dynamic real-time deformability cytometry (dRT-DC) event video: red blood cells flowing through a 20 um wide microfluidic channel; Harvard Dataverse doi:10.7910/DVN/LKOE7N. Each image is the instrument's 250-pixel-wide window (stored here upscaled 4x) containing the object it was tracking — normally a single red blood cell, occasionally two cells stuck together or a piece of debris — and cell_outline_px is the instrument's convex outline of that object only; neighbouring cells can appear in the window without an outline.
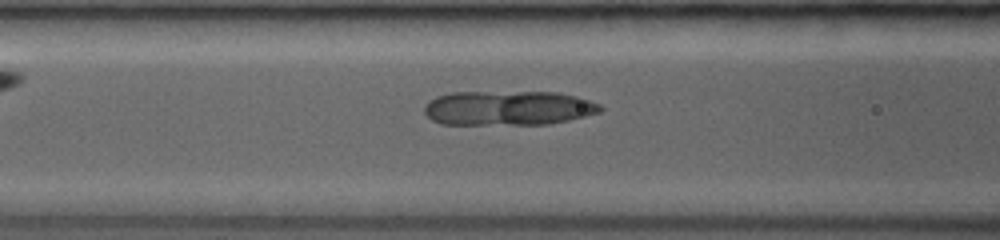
{"species": "common noctule bat (a hibernating species)", "species_latin": "Nyctalus noctula", "temperature_condition": "room temperature", "stored_images_in_passage": 22, "camera_frame_rate_fps": 3500, "um_per_image_px": 0.085, "animal": {"sex": "female", "body_mass_g": 19.0, "forearm_length_mm": 53.3}, "frame": {"image": 1, "passage_image": 16, "time_ms": 4.286, "image_size_px": [1000, 240], "cell_outline_px": [[604, 108], [600, 112], [568, 120], [548, 124], [440, 124], [432, 120], [424, 112], [424, 108], [436, 96], [452, 92], [556, 92], [576, 96], [600, 104]], "centroid_in_image_um": [43.21, 9.18], "position_along_channel_um": 123.4, "area_um2": 35.32}}
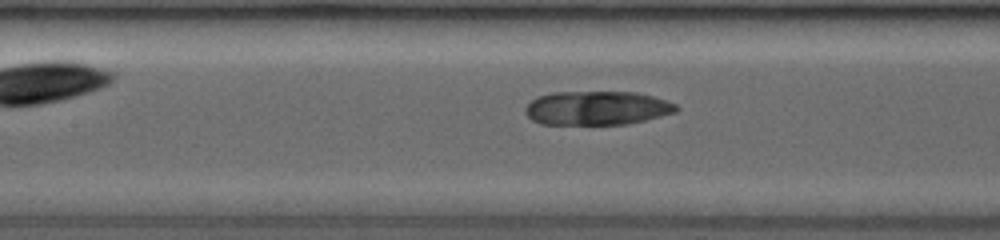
{"frame": {"image": 2, "passage_image": 19, "time_ms": 5.143, "image_size_px": [1000, 240], "cell_outline_px": [[676, 112], [628, 124], [540, 124], [532, 120], [524, 112], [524, 108], [532, 100], [540, 96], [552, 92], [636, 92], [652, 96], [676, 104]], "centroid_in_image_um": [50.7, 9.18], "position_along_channel_um": 156.7, "area_um2": 29.65}}